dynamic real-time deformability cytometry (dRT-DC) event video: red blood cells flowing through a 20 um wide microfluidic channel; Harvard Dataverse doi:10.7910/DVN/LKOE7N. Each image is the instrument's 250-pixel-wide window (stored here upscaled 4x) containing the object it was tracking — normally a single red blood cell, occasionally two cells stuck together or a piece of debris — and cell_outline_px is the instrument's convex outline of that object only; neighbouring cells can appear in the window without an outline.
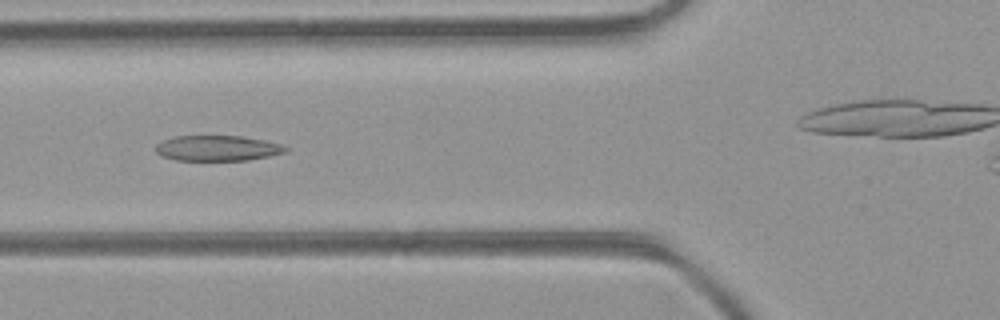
{"species": "common noctule bat (a hibernating species)", "species_latin": "Nyctalus noctula", "temperature_condition": "room temperature", "stored_images_in_passage": 34, "camera_frame_rate_fps": 3000, "um_per_image_px": 0.085, "animal": {"sex": "female", "body_mass_g": 21.9}, "frame": {"image": 1, "passage_image": 12, "time_ms": 3.667, "image_size_px": [1000, 320], "cell_outline_px": [[288, 152], [248, 160], [176, 160], [160, 156], [156, 152], [156, 144], [164, 140], [176, 136], [240, 136], [264, 140], [280, 144], [288, 148]], "centroid_in_image_um": [18.48, 12.6], "position_along_channel_um": 107.3, "area_um2": 19.19}}
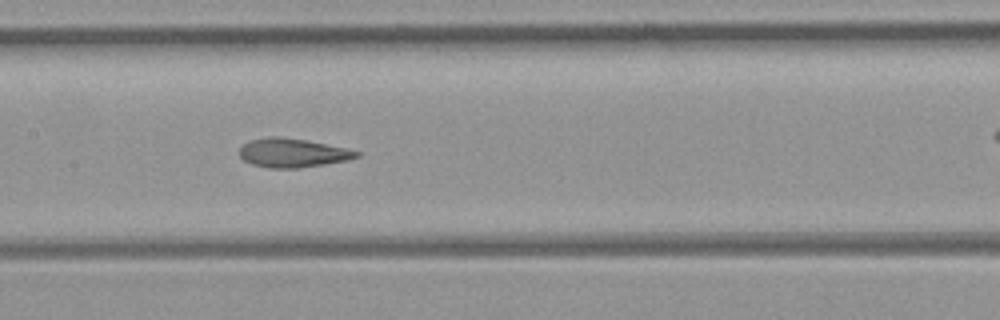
{"frame": {"image": 2, "passage_image": 17, "time_ms": 5.333, "image_size_px": [1000, 320], "cell_outline_px": [[360, 156], [348, 160], [300, 168], [268, 168], [252, 164], [244, 160], [240, 156], [240, 148], [244, 144], [252, 140], [272, 136], [276, 136], [308, 140], [344, 148], [360, 152]], "centroid_in_image_um": [24.87, 13.0], "position_along_channel_um": 182.5, "area_um2": 19.54}}
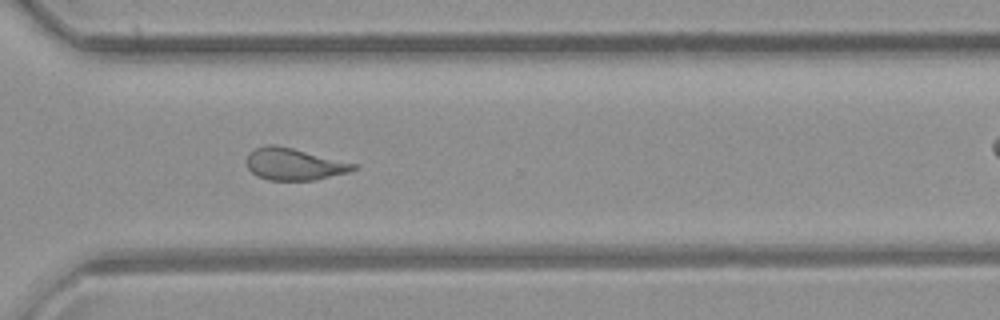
{"frame": {"image": 3, "passage_image": 28, "time_ms": 9.0, "image_size_px": [1000, 320], "cell_outline_px": [[356, 168], [348, 172], [312, 180], [268, 180], [252, 172], [248, 168], [248, 152], [256, 148], [268, 144], [276, 144], [356, 164]], "centroid_in_image_um": [24.96, 13.94], "position_along_channel_um": 345.6, "area_um2": 19.42}}